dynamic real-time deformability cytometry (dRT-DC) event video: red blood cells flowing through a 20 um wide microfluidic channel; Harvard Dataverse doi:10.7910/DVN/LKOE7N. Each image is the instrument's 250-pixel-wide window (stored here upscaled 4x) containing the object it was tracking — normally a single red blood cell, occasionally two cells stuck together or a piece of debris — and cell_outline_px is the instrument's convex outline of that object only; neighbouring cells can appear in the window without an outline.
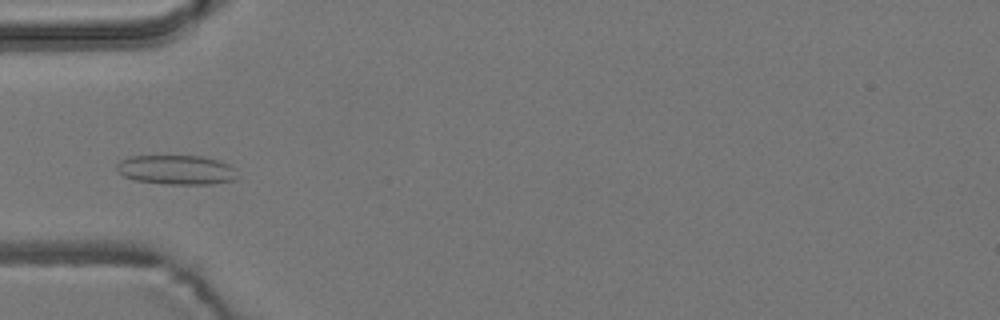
{"species": "common noctule bat (a hibernating species)", "species_latin": "Nyctalus noctula", "temperature_condition": "room temperature", "stored_images_in_passage": 5, "camera_frame_rate_fps": 3000, "um_per_image_px": 0.085, "animal": {"sex": "male", "body_mass_g": 19.2, "forearm_length_mm": 51.8}, "frame": {"image": 1, "passage_image": 4, "time_ms": 1.0, "image_size_px": [1000, 320], "cell_outline_px": [[236, 180], [212, 184], [168, 184], [136, 180], [124, 176], [116, 172], [116, 164], [120, 160], [128, 156], [204, 156], [228, 164], [236, 168]], "centroid_in_image_um": [14.98, 14.43], "position_along_channel_um": 70.0, "area_um2": 20.81}}